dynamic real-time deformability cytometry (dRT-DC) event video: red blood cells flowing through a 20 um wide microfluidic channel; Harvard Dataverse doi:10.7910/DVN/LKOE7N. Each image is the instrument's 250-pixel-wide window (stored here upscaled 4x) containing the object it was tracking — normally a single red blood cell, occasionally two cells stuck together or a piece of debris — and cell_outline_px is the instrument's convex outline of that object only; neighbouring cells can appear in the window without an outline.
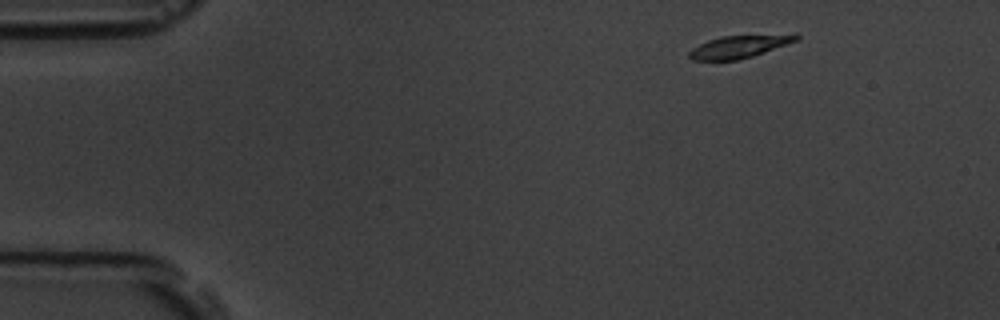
{"species": "common noctule bat (a hibernating species)", "species_latin": "Nyctalus noctula", "temperature_condition": "room temperature", "stored_images_in_passage": 4, "camera_frame_rate_fps": 3000, "um_per_image_px": 0.085, "animal": {"sex": "male", "body_mass_g": 19.5, "forearm_length_mm": 54.6}, "frame": {"image": 1, "passage_image": 1, "time_ms": 0.0, "image_size_px": [1000, 320], "cell_outline_px": [[800, 40], [752, 56], [736, 60], [692, 60], [688, 56], [688, 52], [692, 48], [708, 40], [720, 36], [796, 32], [800, 36]], "centroid_in_image_um": [62.94, 3.91], "position_along_channel_um": 22.1, "area_um2": 14.62}}